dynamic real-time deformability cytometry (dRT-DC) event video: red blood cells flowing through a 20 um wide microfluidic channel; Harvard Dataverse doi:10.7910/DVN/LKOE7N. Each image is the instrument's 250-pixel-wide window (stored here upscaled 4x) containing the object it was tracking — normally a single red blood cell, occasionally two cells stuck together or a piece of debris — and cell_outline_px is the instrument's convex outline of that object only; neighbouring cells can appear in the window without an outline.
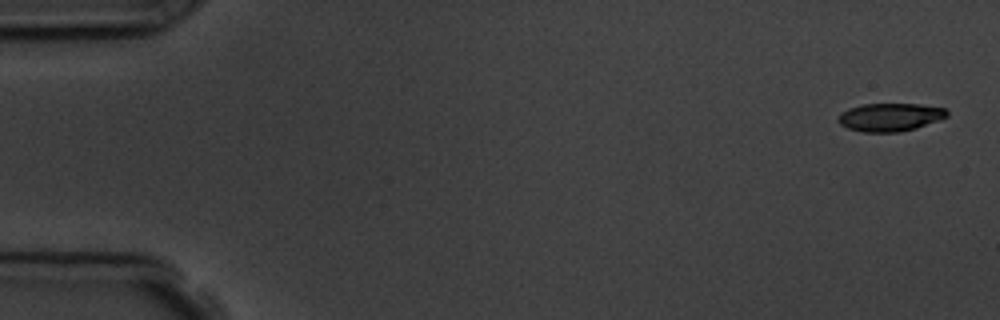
{"species": "common noctule bat (a hibernating species)", "species_latin": "Nyctalus noctula", "temperature_condition": "room temperature", "stored_images_in_passage": 5, "camera_frame_rate_fps": 3000, "um_per_image_px": 0.085, "animal": {"sex": "male", "body_mass_g": 19.5, "forearm_length_mm": 54.6}, "frame": {"image": 1, "passage_image": 1, "time_ms": 0.0, "image_size_px": [1000, 320], "cell_outline_px": [[948, 116], [940, 120], [916, 128], [900, 132], [864, 132], [848, 128], [840, 124], [836, 120], [840, 112], [848, 108], [864, 104], [920, 104], [944, 108], [948, 112]], "centroid_in_image_um": [75.64, 9.96], "position_along_channel_um": 9.4, "area_um2": 17.92}}
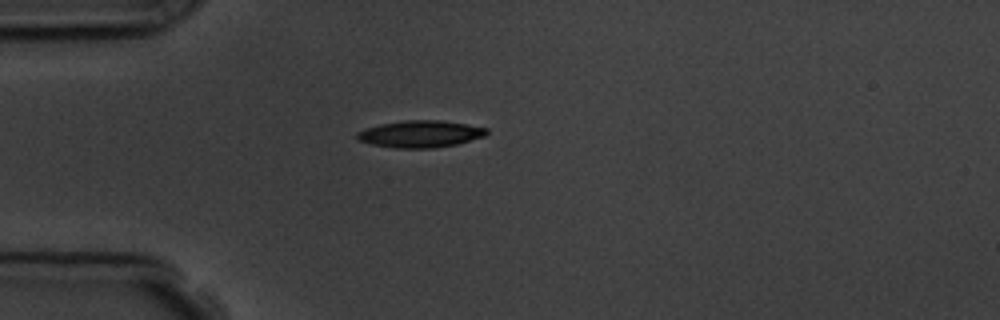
{"frame": {"image": 2, "passage_image": 5, "time_ms": 4.333, "image_size_px": [1000, 320], "cell_outline_px": [[488, 132], [484, 136], [456, 144], [432, 148], [396, 148], [372, 144], [356, 140], [356, 132], [364, 128], [380, 124], [404, 120], [440, 120], [488, 128]], "centroid_in_image_um": [35.67, 11.38], "position_along_channel_um": 49.3, "area_um2": 20.29}}